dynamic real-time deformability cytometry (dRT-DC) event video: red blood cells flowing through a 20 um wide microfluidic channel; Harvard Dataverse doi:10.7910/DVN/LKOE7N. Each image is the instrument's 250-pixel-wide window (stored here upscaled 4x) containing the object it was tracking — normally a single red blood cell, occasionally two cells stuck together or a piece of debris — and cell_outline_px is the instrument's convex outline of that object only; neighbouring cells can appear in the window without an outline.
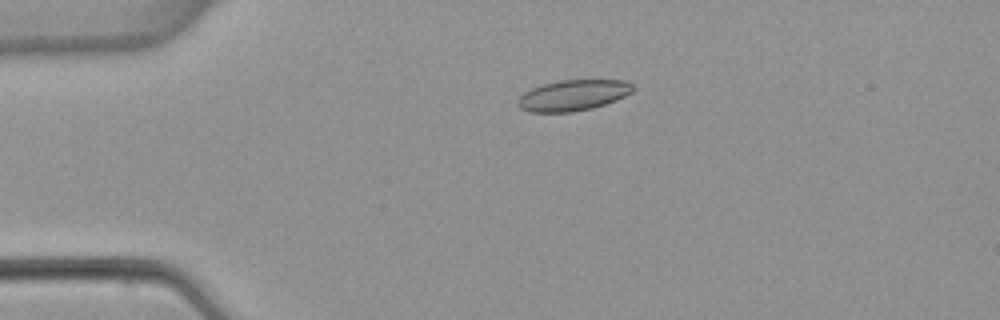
{"species": "common noctule bat (a hibernating species)", "species_latin": "Nyctalus noctula", "temperature_condition": "warm", "stored_images_in_passage": 5, "camera_frame_rate_fps": 3000, "um_per_image_px": 0.085, "animal": {"sex": "female", "body_mass_g": 22.7, "forearm_length_mm": 54.2}, "frame": {"image": 1, "passage_image": 4, "time_ms": 3.667, "image_size_px": [1000, 320], "cell_outline_px": [[636, 88], [632, 92], [616, 100], [592, 108], [572, 112], [528, 112], [520, 108], [516, 104], [516, 100], [524, 92], [532, 88], [544, 84], [560, 80], [624, 80], [632, 84]], "centroid_in_image_um": [48.69, 8.1], "position_along_channel_um": 36.3, "area_um2": 20.75}}